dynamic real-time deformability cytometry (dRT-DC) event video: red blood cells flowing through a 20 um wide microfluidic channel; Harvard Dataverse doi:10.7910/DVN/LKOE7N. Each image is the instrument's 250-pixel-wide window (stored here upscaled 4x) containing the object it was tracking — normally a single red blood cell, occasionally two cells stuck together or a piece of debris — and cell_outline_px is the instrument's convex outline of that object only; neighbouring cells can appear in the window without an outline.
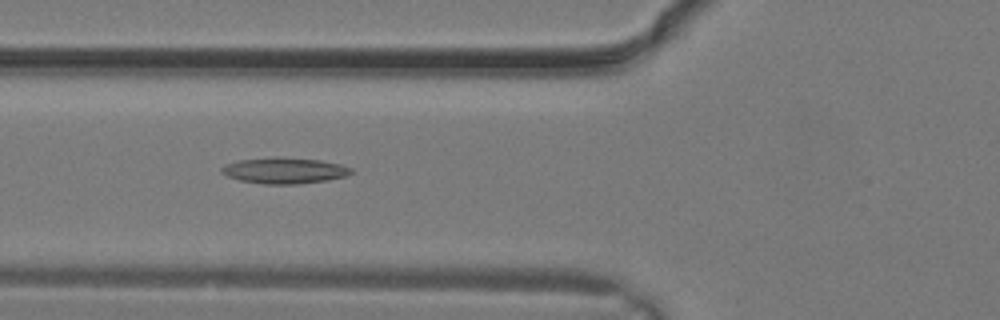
{"species": "common noctule bat (a hibernating species)", "species_latin": "Nyctalus noctula", "temperature_condition": "warm", "stored_images_in_passage": 18, "camera_frame_rate_fps": 3000, "um_per_image_px": 0.085, "animal": {"sex": "male", "body_mass_g": 19.2, "forearm_length_mm": 51.8}, "frame": {"image": 1, "passage_image": 11, "time_ms": 3.333, "image_size_px": [1000, 320], "cell_outline_px": [[352, 172], [344, 176], [328, 180], [296, 184], [264, 184], [240, 180], [228, 176], [220, 172], [220, 168], [224, 164], [240, 160], [320, 160], [340, 164], [352, 168]], "centroid_in_image_um": [24.17, 14.55], "position_along_channel_um": 101.6, "area_um2": 18.5}}
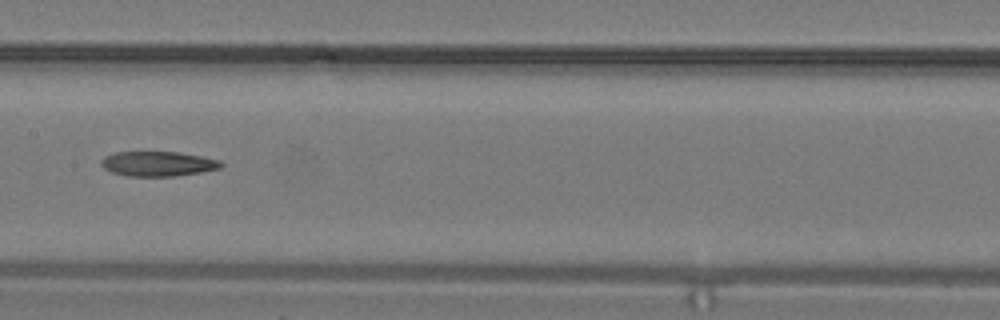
{"frame": {"image": 2, "passage_image": 15, "time_ms": 4.667, "image_size_px": [1000, 320], "cell_outline_px": [[224, 164], [220, 168], [200, 172], [176, 176], [128, 176], [112, 172], [104, 168], [100, 164], [100, 160], [104, 156], [112, 152], [180, 152], [220, 160]], "centroid_in_image_um": [13.4, 13.91], "position_along_channel_um": 194.0, "area_um2": 17.4}}
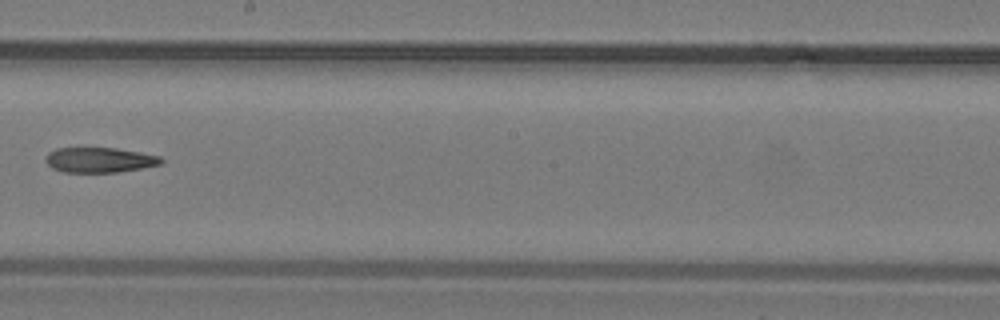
{"frame": {"image": 3, "passage_image": 17, "time_ms": 5.333, "image_size_px": [1000, 320], "cell_outline_px": [[164, 160], [160, 164], [140, 168], [116, 172], [64, 172], [52, 168], [44, 160], [48, 152], [56, 148], [116, 148], [140, 152], [160, 156]], "centroid_in_image_um": [8.43, 13.59], "position_along_channel_um": 239.8, "area_um2": 16.82}}